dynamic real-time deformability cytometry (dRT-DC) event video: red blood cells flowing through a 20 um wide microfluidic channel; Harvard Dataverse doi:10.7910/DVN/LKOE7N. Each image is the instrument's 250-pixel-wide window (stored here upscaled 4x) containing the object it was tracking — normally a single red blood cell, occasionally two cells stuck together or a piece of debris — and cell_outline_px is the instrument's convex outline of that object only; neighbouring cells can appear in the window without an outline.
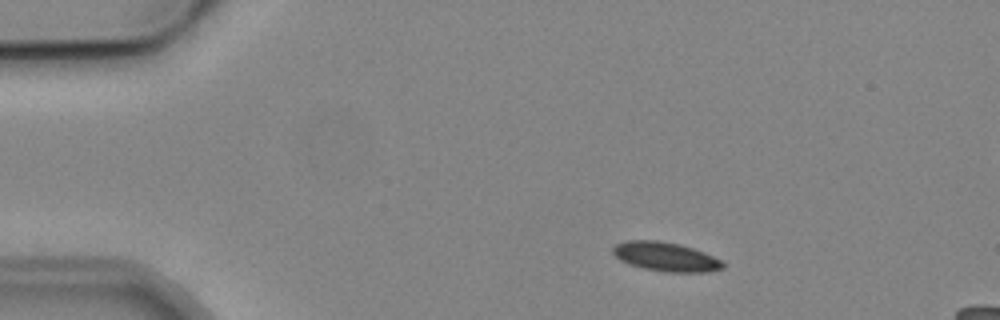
{"species": "common noctule bat (a hibernating species)", "species_latin": "Nyctalus noctula", "temperature_condition": "cold", "stored_images_in_passage": 4, "segment_of_instrument_passage": [1, 2], "camera_frame_rate_fps": 3000, "um_per_image_px": 0.085, "animal": {"sex": "male", "body_mass_g": 19.2, "forearm_length_mm": 51.8}, "frame": {"image": 1, "passage_image": 1, "time_ms": 0.0, "image_size_px": [1000, 320], "cell_outline_px": [[724, 268], [708, 272], [664, 272], [644, 268], [628, 264], [620, 260], [612, 252], [612, 248], [616, 244], [628, 240], [656, 240], [680, 244], [704, 252], [720, 260], [724, 264]], "centroid_in_image_um": [56.57, 21.82], "position_along_channel_um": 28.4, "area_um2": 18.61}}